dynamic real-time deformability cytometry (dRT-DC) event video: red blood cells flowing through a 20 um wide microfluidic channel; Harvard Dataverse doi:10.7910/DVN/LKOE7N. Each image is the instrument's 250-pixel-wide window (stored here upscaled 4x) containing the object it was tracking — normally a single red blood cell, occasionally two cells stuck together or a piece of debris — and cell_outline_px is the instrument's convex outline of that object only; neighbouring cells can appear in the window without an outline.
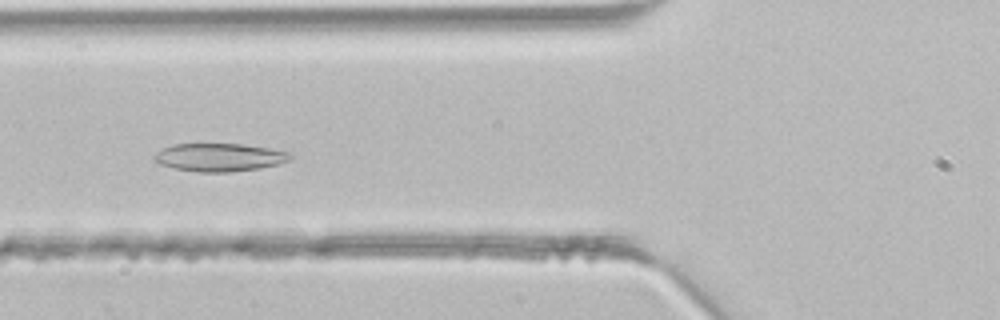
{"species": "common noctule bat (a hibernating species)", "species_latin": "Nyctalus noctula", "temperature_condition": "room temperature", "stored_images_in_passage": 30, "camera_frame_rate_fps": 3000, "um_per_image_px": 0.085, "animal": {"sex": "male", "body_mass_g": 21.5, "forearm_length_mm": 52.0}, "frame": {"image": 1, "passage_image": 3, "time_ms": 0.667, "image_size_px": [1000, 320], "cell_outline_px": [[292, 156], [288, 160], [276, 164], [260, 168], [232, 172], [200, 172], [176, 168], [160, 164], [152, 160], [152, 156], [156, 152], [172, 144], [240, 144], [268, 148], [292, 152]], "centroid_in_image_um": [18.63, 13.37], "position_along_channel_um": 107.2, "area_um2": 22.14}}
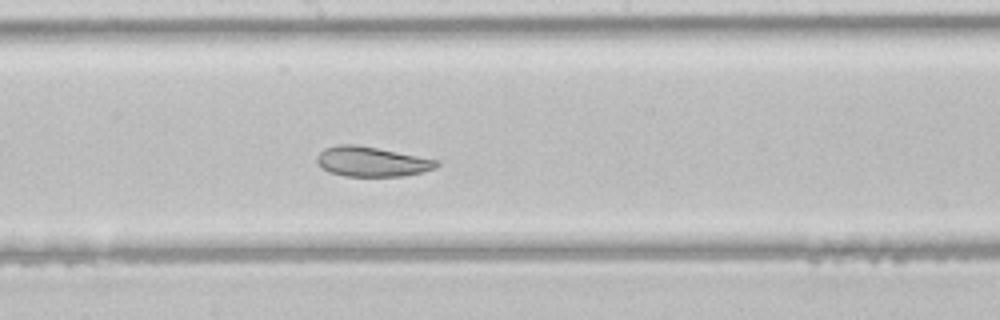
{"frame": {"image": 2, "passage_image": 10, "time_ms": 3.0, "image_size_px": [1000, 320], "cell_outline_px": [[440, 164], [436, 168], [404, 176], [344, 176], [320, 168], [316, 160], [316, 156], [324, 148], [336, 144], [356, 144], [440, 160]], "centroid_in_image_um": [31.58, 13.73], "position_along_channel_um": 216.6, "area_um2": 20.92}}
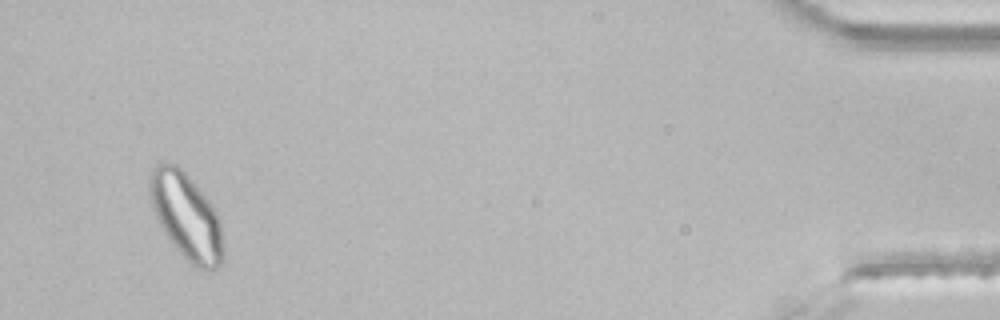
{"frame": {"image": 3, "passage_image": 28, "time_ms": 9.0, "image_size_px": [1000, 320], "cell_outline_px": [[224, 256], [220, 264], [212, 272], [196, 268], [172, 244], [164, 232], [152, 208], [148, 188], [148, 180], [152, 168], [160, 160], [172, 164], [180, 168], [188, 176], [212, 204], [216, 212], [220, 224], [224, 248]], "centroid_in_image_um": [15.83, 18.38], "position_along_channel_um": 419.4, "area_um2": 36.99}}